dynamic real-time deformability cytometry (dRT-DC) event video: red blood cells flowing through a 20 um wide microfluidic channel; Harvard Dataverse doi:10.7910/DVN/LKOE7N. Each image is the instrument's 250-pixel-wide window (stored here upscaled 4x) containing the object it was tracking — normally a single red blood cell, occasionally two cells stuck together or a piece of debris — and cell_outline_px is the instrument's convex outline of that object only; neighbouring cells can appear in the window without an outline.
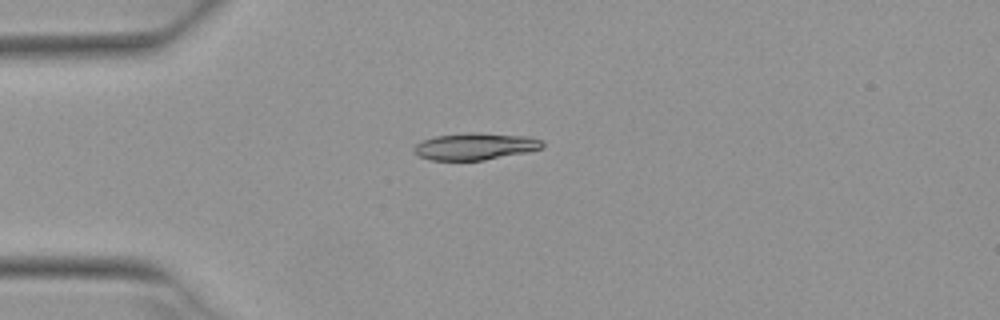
{"species": "Egyptian fruit bat (a non-hibernating species)", "species_latin": "Rousettus aegyptiacus", "temperature_condition": "warm", "stored_images_in_passage": 3, "camera_frame_rate_fps": 3000, "um_per_image_px": 0.085, "animal": {"sex": "female"}, "frame": {"image": 1, "passage_image": 1, "time_ms": 0.0, "image_size_px": [1000, 320], "cell_outline_px": [[544, 148], [484, 160], [432, 160], [420, 156], [412, 152], [412, 148], [420, 140], [436, 136], [468, 132], [476, 132], [528, 136], [544, 140]], "centroid_in_image_um": [40.37, 12.43], "position_along_channel_um": 44.6, "area_um2": 20.29}}
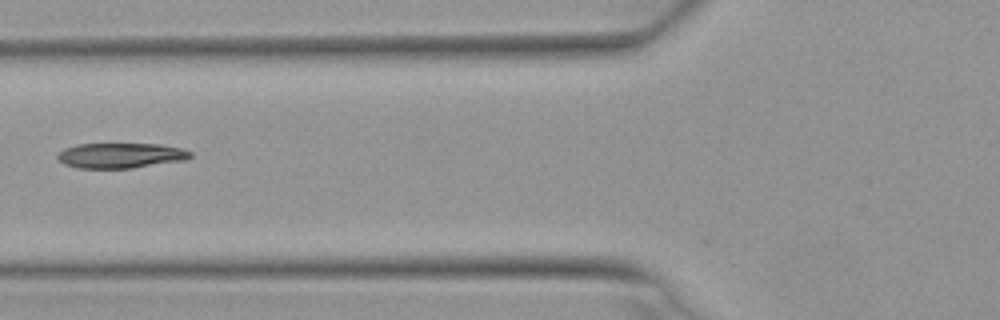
{"frame": {"image": 2, "passage_image": 3, "time_ms": 0.667, "image_size_px": [1000, 320], "cell_outline_px": [[192, 156], [184, 160], [132, 168], [76, 168], [64, 164], [56, 156], [64, 148], [76, 144], [160, 144], [180, 148], [192, 152]], "centroid_in_image_um": [10.24, 13.21], "position_along_channel_um": 115.6, "area_um2": 19.42}}